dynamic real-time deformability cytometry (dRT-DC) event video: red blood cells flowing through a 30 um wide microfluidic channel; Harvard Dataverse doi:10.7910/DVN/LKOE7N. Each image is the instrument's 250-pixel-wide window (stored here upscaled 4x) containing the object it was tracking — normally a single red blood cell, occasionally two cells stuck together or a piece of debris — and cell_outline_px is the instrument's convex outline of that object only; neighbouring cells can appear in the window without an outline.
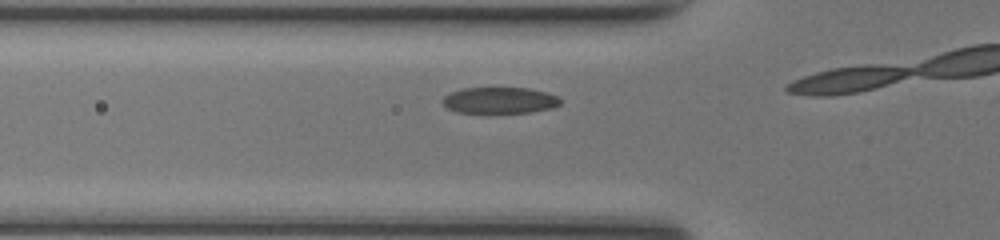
{"species": "common noctule bat (a hibernating species)", "species_latin": "Nyctalus noctula", "temperature_condition": "room temperature", "stored_images_in_passage": 5, "camera_frame_rate_fps": 3000, "um_per_image_px": 0.085, "animal": {"sex": "female", "body_mass_g": 17.0, "forearm_length_mm": 48.0}, "frame": {"image": 1, "passage_image": 3, "time_ms": 0.667, "image_size_px": [1000, 240], "cell_outline_px": [[560, 104], [552, 108], [528, 112], [456, 112], [448, 108], [440, 100], [444, 96], [452, 92], [464, 88], [528, 88], [548, 92], [556, 96], [560, 100]], "centroid_in_image_um": [42.47, 8.52], "position_along_channel_um": 83.3, "area_um2": 17.8}}